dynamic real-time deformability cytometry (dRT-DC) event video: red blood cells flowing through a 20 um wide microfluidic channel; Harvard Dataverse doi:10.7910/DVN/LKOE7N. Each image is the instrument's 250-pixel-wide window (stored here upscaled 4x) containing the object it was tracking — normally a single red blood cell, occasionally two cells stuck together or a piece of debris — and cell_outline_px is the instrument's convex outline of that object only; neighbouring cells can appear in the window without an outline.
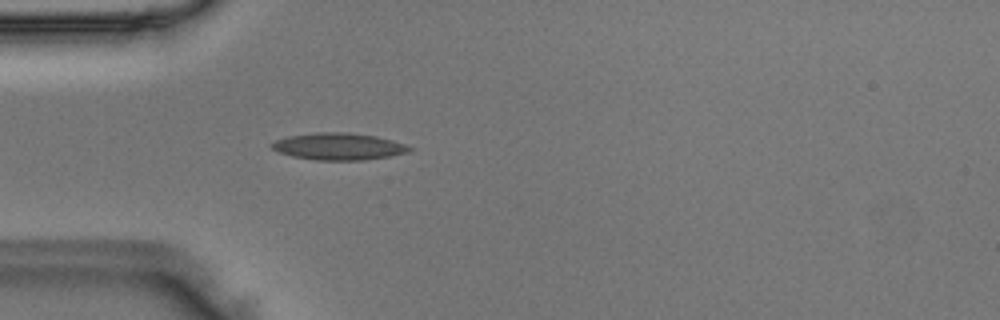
{"species": "Egyptian fruit bat (a non-hibernating species)", "species_latin": "Rousettus aegyptiacus", "temperature_condition": "room temperature", "stored_images_in_passage": 49, "camera_frame_rate_fps": 3000, "um_per_image_px": 0.085, "animal": {"sex": "male"}, "frame": {"image": 1, "passage_image": 14, "time_ms": 4.333, "image_size_px": [1000, 320], "cell_outline_px": [[412, 148], [408, 152], [388, 156], [364, 160], [316, 160], [292, 156], [280, 152], [272, 148], [268, 144], [276, 140], [288, 136], [316, 132], [348, 132], [376, 136], [392, 140], [404, 144]], "centroid_in_image_um": [28.75, 12.44], "position_along_channel_um": 56.3, "area_um2": 21.5}}
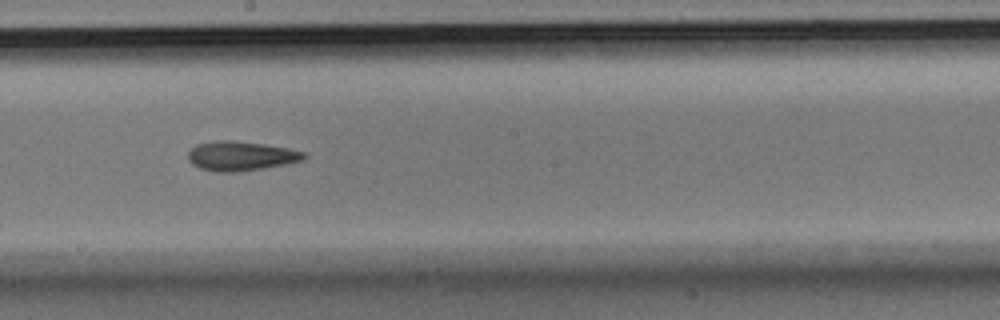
{"frame": {"image": 2, "passage_image": 27, "time_ms": 8.667, "image_size_px": [1000, 320], "cell_outline_px": [[308, 156], [304, 160], [264, 168], [236, 172], [216, 172], [200, 168], [192, 164], [188, 160], [188, 152], [196, 144], [216, 140], [232, 140], [264, 144], [288, 148], [304, 152]], "centroid_in_image_um": [20.46, 13.25], "position_along_channel_um": 227.7, "area_um2": 19.94}}
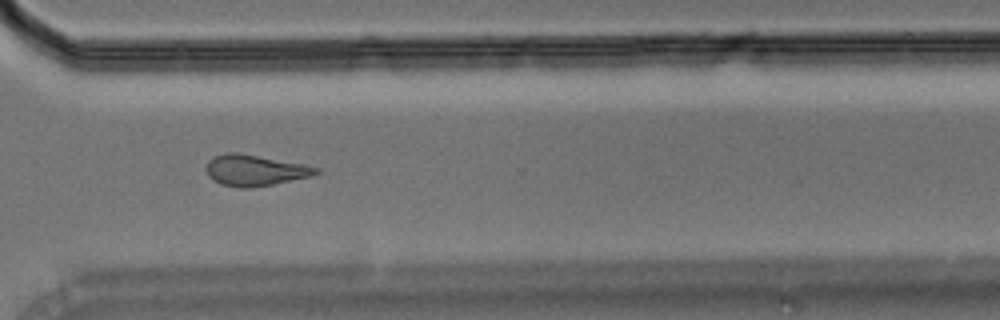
{"frame": {"image": 3, "passage_image": 36, "time_ms": 11.667, "image_size_px": [1000, 320], "cell_outline_px": [[320, 172], [312, 176], [272, 184], [248, 188], [240, 188], [220, 184], [212, 180], [208, 176], [204, 168], [208, 160], [216, 156], [228, 152], [236, 152], [304, 164], [320, 168]], "centroid_in_image_um": [21.64, 14.48], "position_along_channel_um": 349.0, "area_um2": 19.88}}